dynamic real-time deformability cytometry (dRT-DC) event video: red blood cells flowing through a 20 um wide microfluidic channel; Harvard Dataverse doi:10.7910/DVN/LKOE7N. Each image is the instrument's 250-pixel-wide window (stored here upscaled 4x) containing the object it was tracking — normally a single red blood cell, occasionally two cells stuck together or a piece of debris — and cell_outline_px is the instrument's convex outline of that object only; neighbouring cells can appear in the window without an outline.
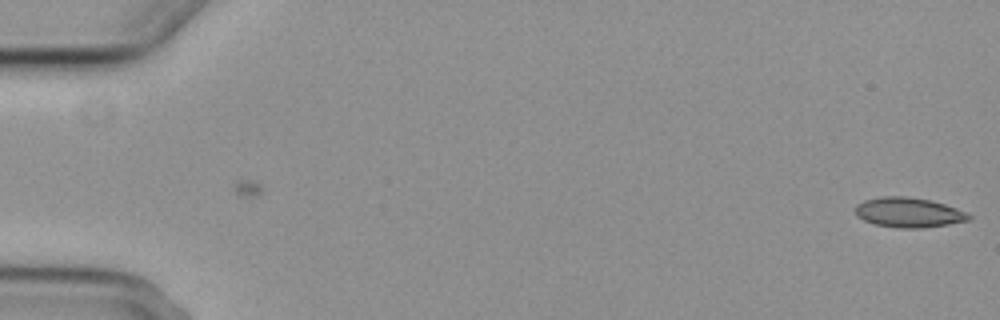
{"species": "common noctule bat (a hibernating species)", "species_latin": "Nyctalus noctula", "temperature_condition": "cold", "stored_images_in_passage": 5, "camera_frame_rate_fps": 3000, "um_per_image_px": 0.085, "animal": {"sex": "female", "body_mass_g": 29.2, "forearm_length_mm": 56.3}, "frame": {"image": 1, "passage_image": 5, "time_ms": 5.667, "image_size_px": [1000, 320], "cell_outline_px": [[972, 216], [968, 220], [948, 224], [920, 228], [904, 228], [876, 224], [864, 220], [856, 216], [856, 204], [864, 200], [884, 196], [904, 196], [928, 200], [944, 204], [956, 208]], "centroid_in_image_um": [77.2, 18.05], "position_along_channel_um": 7.8, "area_um2": 19.36}}